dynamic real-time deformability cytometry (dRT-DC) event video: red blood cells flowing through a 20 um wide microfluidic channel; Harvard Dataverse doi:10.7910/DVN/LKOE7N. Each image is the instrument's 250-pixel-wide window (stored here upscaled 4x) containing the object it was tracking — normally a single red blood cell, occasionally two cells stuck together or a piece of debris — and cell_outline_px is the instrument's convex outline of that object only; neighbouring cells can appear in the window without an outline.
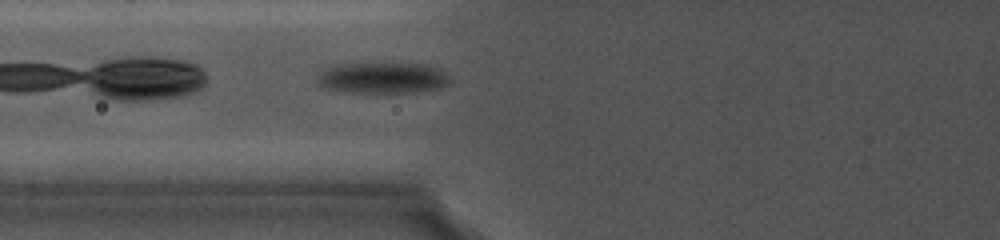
{"species": "common noctule bat (a hibernating species)", "species_latin": "Nyctalus noctula", "temperature_condition": "cold", "stored_images_in_passage": 44, "camera_frame_rate_fps": 5000, "um_per_image_px": 0.085, "animal": {"sex": "female", "body_mass_g": 19.0, "forearm_length_mm": 56.7}, "frame": {"image": 1, "passage_image": 15, "time_ms": 2.4, "image_size_px": [1000, 240], "cell_outline_px": [[452, 84], [440, 88], [416, 92], [348, 92], [324, 88], [316, 80], [320, 68], [336, 64], [372, 60], [424, 64], [440, 68], [448, 72], [452, 80]], "centroid_in_image_um": [32.53, 6.55], "position_along_channel_um": 93.3, "area_um2": 25.66}}